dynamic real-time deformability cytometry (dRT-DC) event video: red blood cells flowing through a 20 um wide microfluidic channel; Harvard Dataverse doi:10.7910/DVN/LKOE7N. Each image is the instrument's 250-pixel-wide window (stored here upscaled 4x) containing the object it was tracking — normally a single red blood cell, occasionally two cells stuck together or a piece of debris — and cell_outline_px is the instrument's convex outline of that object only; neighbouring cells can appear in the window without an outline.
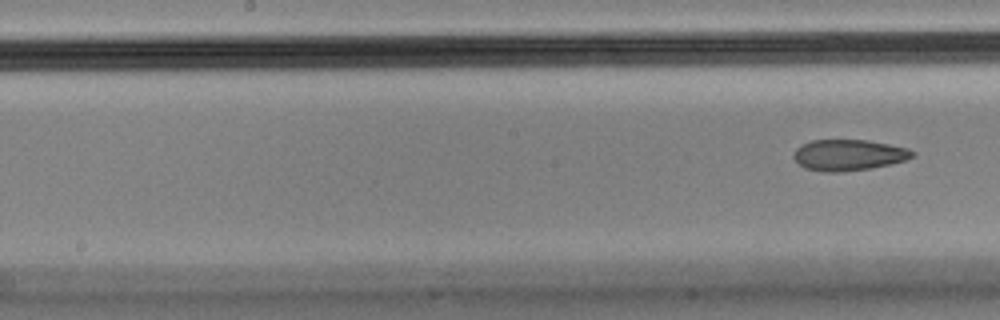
{"species": "Egyptian fruit bat (a non-hibernating species)", "species_latin": "Rousettus aegyptiacus", "temperature_condition": "cold", "stored_images_in_passage": 6, "segment_of_instrument_passage": [2, 2], "camera_frame_rate_fps": 3000, "um_per_image_px": 0.085, "animal": {"sex": "male"}, "frame": {"image": 1, "passage_image": 6, "time_ms": 1.667, "image_size_px": [1000, 320], "cell_outline_px": [[916, 152], [912, 156], [904, 160], [892, 164], [872, 168], [840, 172], [824, 172], [804, 168], [792, 156], [796, 148], [800, 144], [812, 140], [868, 140], [908, 148]], "centroid_in_image_um": [72.11, 13.17], "position_along_channel_um": 176.1, "area_um2": 21.56}}